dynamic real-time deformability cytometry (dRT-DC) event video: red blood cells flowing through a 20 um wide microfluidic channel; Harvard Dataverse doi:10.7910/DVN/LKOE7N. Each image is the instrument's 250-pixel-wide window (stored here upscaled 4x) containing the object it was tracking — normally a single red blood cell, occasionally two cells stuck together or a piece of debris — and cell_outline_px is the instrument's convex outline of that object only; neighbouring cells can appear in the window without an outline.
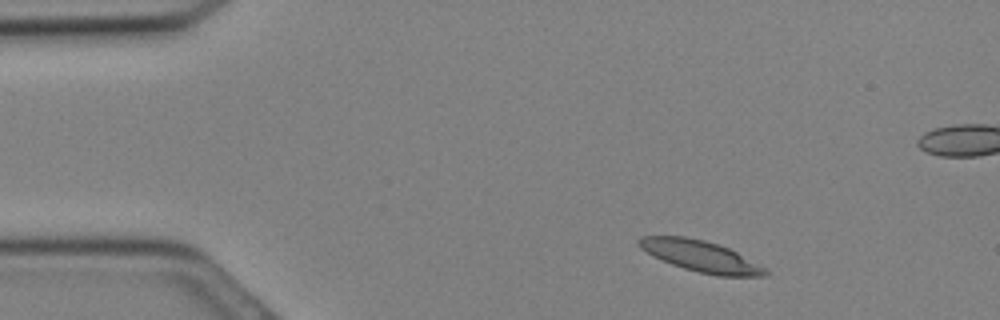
{"species": "Egyptian fruit bat (a non-hibernating species)", "species_latin": "Rousettus aegyptiacus", "temperature_condition": "cold", "stored_images_in_passage": 28, "camera_frame_rate_fps": 3000, "um_per_image_px": 0.085, "animal": {"sex": "female"}, "frame": {"image": 1, "passage_image": 1, "time_ms": 0.0, "image_size_px": [1000, 320], "cell_outline_px": [[768, 276], [716, 276], [684, 268], [672, 264], [652, 256], [640, 248], [636, 244], [636, 240], [640, 236], [684, 236], [704, 240], [728, 248], [768, 268]], "centroid_in_image_um": [59.55, 21.77], "position_along_channel_um": 25.5, "area_um2": 23.0}}
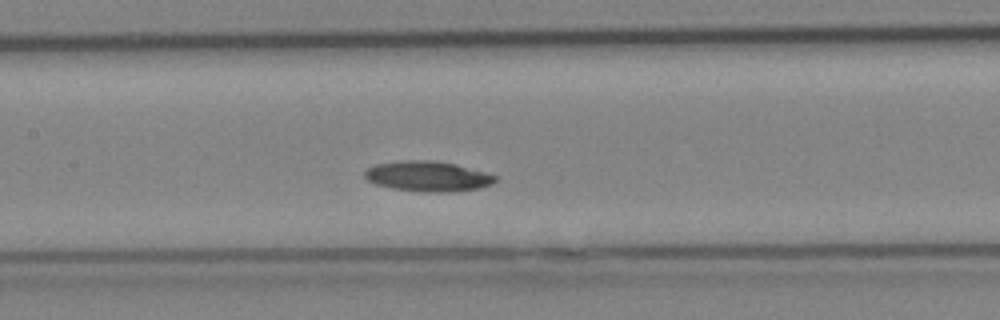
{"frame": {"image": 2, "passage_image": 11, "time_ms": 3.333, "image_size_px": [1000, 320], "cell_outline_px": [[500, 176], [492, 184], [480, 188], [452, 192], [424, 192], [392, 188], [376, 184], [368, 180], [364, 176], [364, 172], [368, 168], [376, 164], [400, 160], [432, 160], [456, 164]], "centroid_in_image_um": [36.39, 14.98], "position_along_channel_um": 171.0, "area_um2": 23.18}}
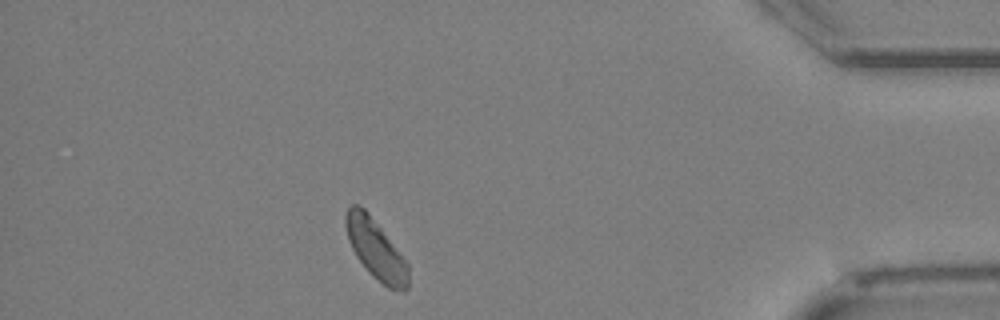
{"frame": {"image": 3, "passage_image": 24, "time_ms": 7.667, "image_size_px": [1000, 320], "cell_outline_px": [[408, 288], [388, 288], [372, 276], [368, 272], [356, 256], [348, 240], [344, 224], [344, 216], [348, 208], [352, 204], [360, 204], [368, 212], [408, 264]], "centroid_in_image_um": [31.88, 21.14], "position_along_channel_um": 403.3, "area_um2": 21.39}}